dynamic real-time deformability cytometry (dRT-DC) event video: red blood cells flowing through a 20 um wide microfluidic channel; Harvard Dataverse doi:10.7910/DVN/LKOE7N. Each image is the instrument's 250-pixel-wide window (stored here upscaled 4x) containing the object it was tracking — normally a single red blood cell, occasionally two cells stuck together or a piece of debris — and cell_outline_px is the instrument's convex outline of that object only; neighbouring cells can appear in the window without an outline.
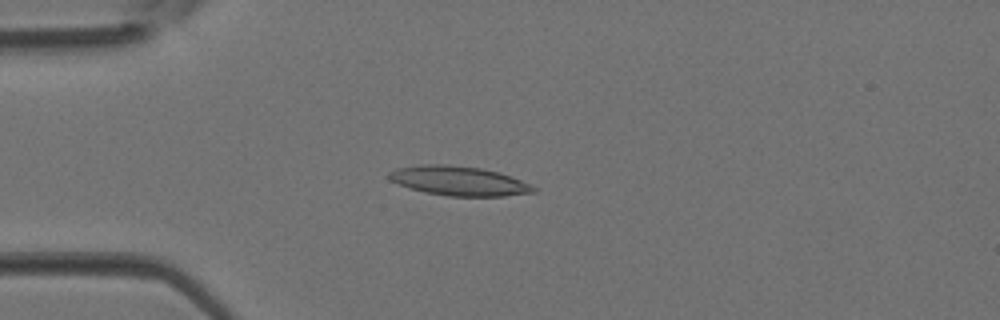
{"species": "Egyptian fruit bat (a non-hibernating species)", "species_latin": "Rousettus aegyptiacus", "temperature_condition": "room temperature", "stored_images_in_passage": 4, "camera_frame_rate_fps": 3000, "um_per_image_px": 0.085, "animal": {"sex": "female"}, "frame": {"image": 1, "passage_image": 4, "time_ms": 1.0, "image_size_px": [1000, 320], "cell_outline_px": [[536, 192], [504, 196], [448, 196], [424, 192], [400, 184], [392, 180], [388, 176], [388, 172], [396, 168], [424, 164], [448, 164], [480, 168], [496, 172], [532, 184], [536, 188]], "centroid_in_image_um": [39.01, 15.37], "position_along_channel_um": 46.0, "area_um2": 24.51}}